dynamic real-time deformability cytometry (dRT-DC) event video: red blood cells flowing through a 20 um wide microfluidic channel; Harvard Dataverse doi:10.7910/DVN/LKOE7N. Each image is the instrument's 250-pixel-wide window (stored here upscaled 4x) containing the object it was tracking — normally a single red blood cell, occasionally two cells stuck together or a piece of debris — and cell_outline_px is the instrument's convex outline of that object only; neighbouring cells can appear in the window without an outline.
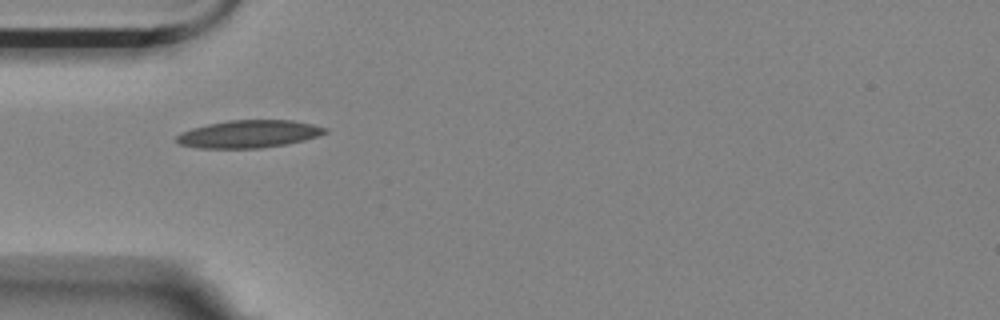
{"species": "Egyptian fruit bat (a non-hibernating species)", "species_latin": "Rousettus aegyptiacus", "temperature_condition": "room temperature", "stored_images_in_passage": 26, "camera_frame_rate_fps": 3000, "um_per_image_px": 0.085, "animal": {"sex": "female"}, "frame": {"image": 1, "passage_image": 1, "time_ms": 0.0, "image_size_px": [1000, 320], "cell_outline_px": [[328, 132], [320, 136], [288, 144], [260, 148], [200, 148], [180, 144], [176, 140], [176, 136], [180, 132], [192, 128], [208, 124], [228, 120], [292, 120], [312, 124], [328, 128]], "centroid_in_image_um": [21.18, 11.39], "position_along_channel_um": 63.8, "area_um2": 23.99}}
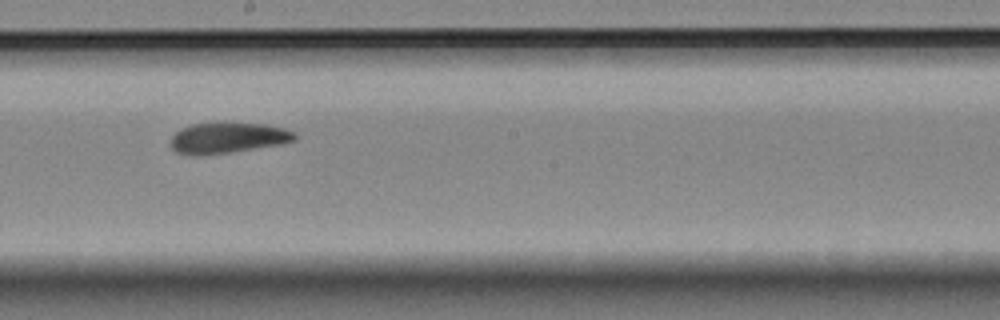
{"frame": {"image": 2, "passage_image": 15, "time_ms": 4.667, "image_size_px": [1000, 320], "cell_outline_px": [[296, 140], [280, 144], [228, 152], [200, 156], [188, 156], [176, 152], [172, 148], [172, 136], [180, 128], [192, 124], [216, 120], [264, 124], [284, 128], [296, 132]], "centroid_in_image_um": [19.33, 11.68], "position_along_channel_um": 228.9, "area_um2": 22.89}}
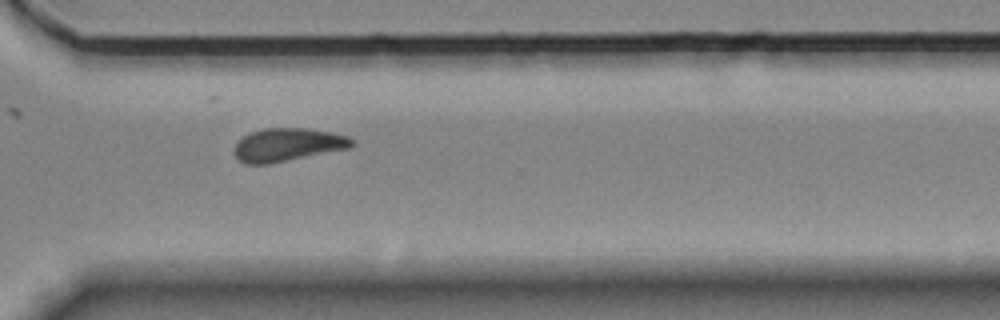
{"frame": {"image": 3, "passage_image": 25, "time_ms": 8.0, "image_size_px": [1000, 320], "cell_outline_px": [[356, 144], [348, 148], [268, 164], [244, 164], [236, 156], [236, 144], [244, 136], [252, 132], [264, 128], [304, 128], [332, 132], [348, 136]], "centroid_in_image_um": [24.47, 12.3], "position_along_channel_um": 346.1, "area_um2": 22.31}}